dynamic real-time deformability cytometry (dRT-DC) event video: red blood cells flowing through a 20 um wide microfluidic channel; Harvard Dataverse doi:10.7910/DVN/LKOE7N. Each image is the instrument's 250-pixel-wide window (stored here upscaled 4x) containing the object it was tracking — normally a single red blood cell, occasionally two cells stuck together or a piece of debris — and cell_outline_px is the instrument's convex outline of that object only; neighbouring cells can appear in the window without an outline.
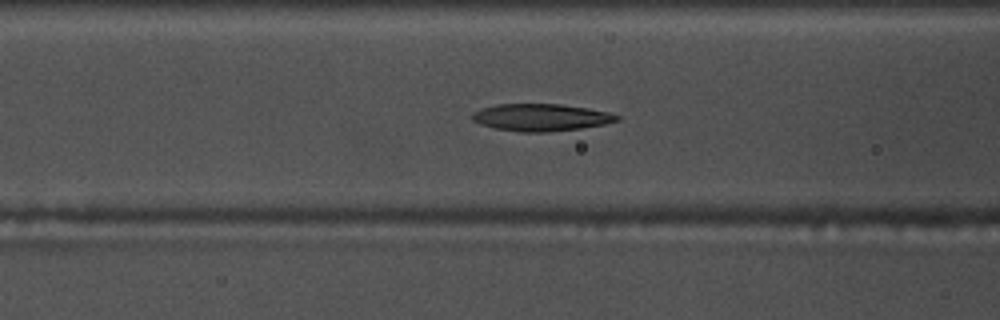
{"species": "common noctule bat (a hibernating species)", "species_latin": "Nyctalus noctula", "temperature_condition": "warm", "stored_images_in_passage": 53, "camera_frame_rate_fps": 3000, "um_per_image_px": 0.085, "animal": {"sex": "male", "body_mass_g": 17.5, "forearm_length_mm": 52.3}, "frame": {"image": 1, "passage_image": 20, "time_ms": 6.333, "image_size_px": [1000, 320], "cell_outline_px": [[620, 120], [604, 124], [580, 128], [548, 132], [520, 132], [496, 128], [480, 124], [472, 120], [472, 112], [480, 108], [496, 104], [560, 104], [588, 108], [608, 112], [620, 116]], "centroid_in_image_um": [45.96, 9.97], "position_along_channel_um": 120.6, "area_um2": 22.95}}
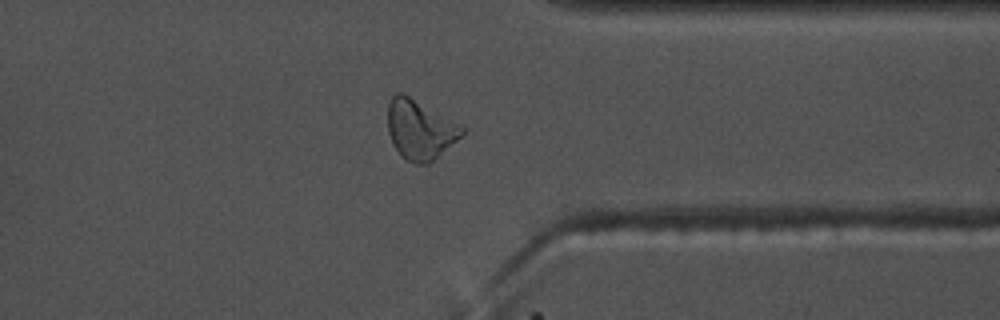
{"frame": {"image": 2, "passage_image": 41, "time_ms": 13.333, "image_size_px": [1000, 320], "cell_outline_px": [[464, 132], [456, 140], [428, 164], [416, 164], [400, 156], [392, 144], [388, 132], [388, 104], [392, 96], [396, 92], [404, 92], [460, 124], [464, 128]], "centroid_in_image_um": [35.65, 10.99], "position_along_channel_um": 375.7, "area_um2": 25.72}}
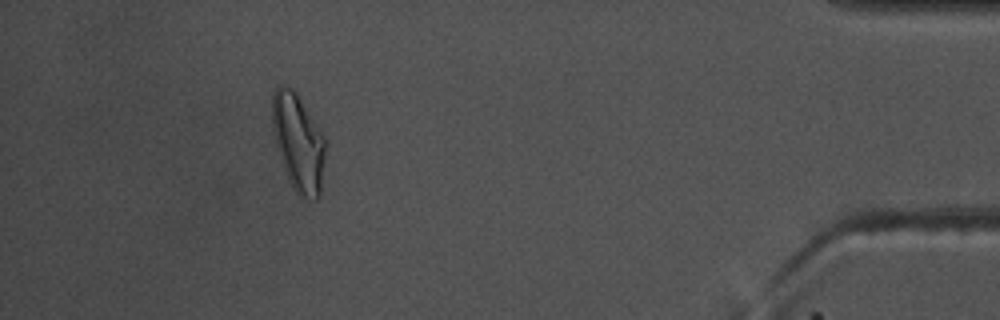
{"frame": {"image": 3, "passage_image": 48, "time_ms": 15.667, "image_size_px": [1000, 320], "cell_outline_px": [[328, 140], [320, 196], [316, 200], [300, 196], [292, 188], [288, 180], [276, 148], [272, 128], [272, 92], [280, 84], [288, 84], [296, 92]], "centroid_in_image_um": [25.37, 12.1], "position_along_channel_um": 409.8, "area_um2": 31.1}, "authors_computed_cell_mechanics": {"area_um2": 23.409, "velocity_mm_per_s": 3.7115, "shape_relaxation_time_tau1_ms": null, "shape_relaxation_time_tau2_ms": 3.3417, "deformation_change_tau1": null, "deformation_change_tau2": 0.1193}}